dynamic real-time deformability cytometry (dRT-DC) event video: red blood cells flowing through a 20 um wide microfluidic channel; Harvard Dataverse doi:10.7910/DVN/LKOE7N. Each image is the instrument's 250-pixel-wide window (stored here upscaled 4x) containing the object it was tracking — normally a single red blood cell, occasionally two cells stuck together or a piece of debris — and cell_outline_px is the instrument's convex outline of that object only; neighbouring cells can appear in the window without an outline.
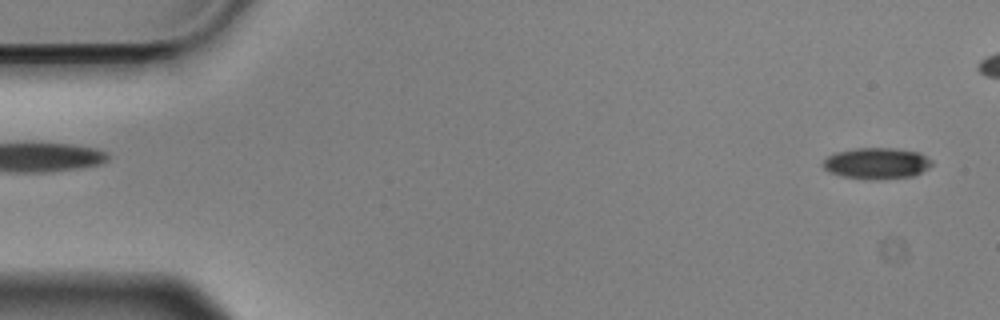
{"species": "Egyptian fruit bat (a non-hibernating species)", "species_latin": "Rousettus aegyptiacus", "temperature_condition": "cold", "stored_images_in_passage": 49, "camera_frame_rate_fps": 3000, "um_per_image_px": 0.085, "animal": {"sex": "male"}, "frame": {"image": 1, "passage_image": 2, "time_ms": 0.333, "image_size_px": [1000, 320], "cell_outline_px": [[932, 164], [928, 168], [912, 176], [840, 176], [828, 172], [820, 164], [828, 156], [836, 152], [856, 148], [896, 148], [920, 152], [932, 160]], "centroid_in_image_um": [74.5, 13.81], "position_along_channel_um": 10.5, "area_um2": 18.9}}
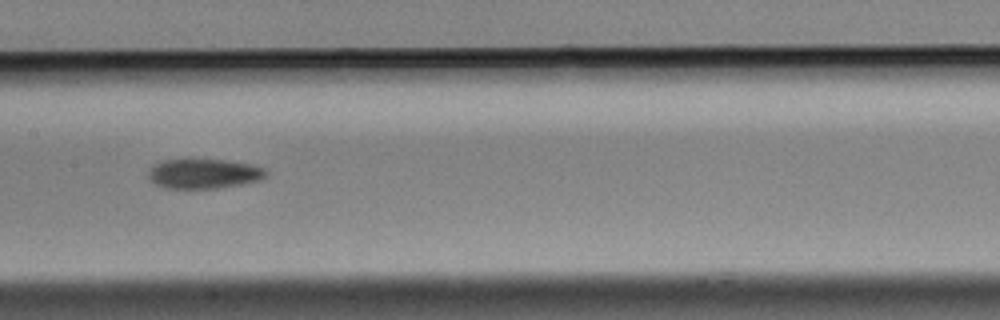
{"frame": {"image": 2, "passage_image": 27, "time_ms": 8.667, "image_size_px": [1000, 320], "cell_outline_px": [[268, 172], [264, 176], [256, 180], [240, 184], [216, 188], [164, 188], [156, 184], [148, 176], [148, 172], [152, 164], [160, 160], [180, 156], [192, 156], [224, 160], [252, 164], [264, 168]], "centroid_in_image_um": [17.21, 14.69], "position_along_channel_um": 190.2, "area_um2": 21.21}}
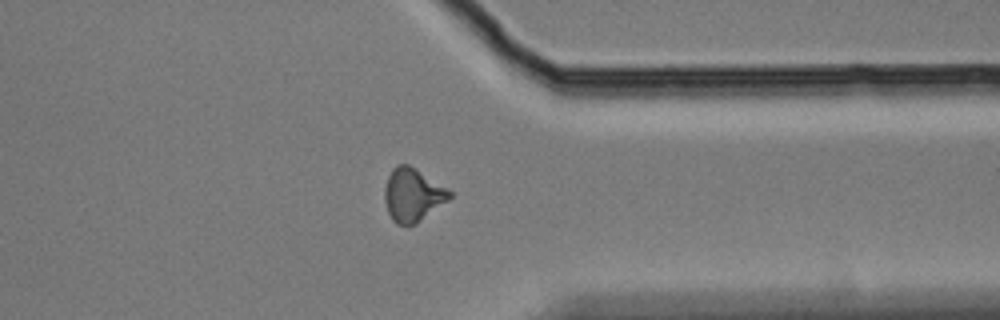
{"frame": {"image": 3, "passage_image": 43, "time_ms": 14.0, "image_size_px": [1000, 320], "cell_outline_px": [[452, 196], [448, 200], [416, 224], [396, 224], [392, 220], [388, 212], [384, 200], [384, 188], [388, 176], [392, 168], [396, 164], [408, 164], [416, 168], [452, 192]], "centroid_in_image_um": [35.05, 16.55], "position_along_channel_um": 376.3, "area_um2": 20.06}, "authors_computed_cell_mechanics": {"area_um2": 21.0392, "velocity_mm_per_s": 3.5872, "shape_relaxation_time_tau1_ms": 4.5948, "shape_relaxation_time_tau2_ms": 10.0106, "deformation_change_tau1": 0.1129, "deformation_change_tau2": 0.1922}}